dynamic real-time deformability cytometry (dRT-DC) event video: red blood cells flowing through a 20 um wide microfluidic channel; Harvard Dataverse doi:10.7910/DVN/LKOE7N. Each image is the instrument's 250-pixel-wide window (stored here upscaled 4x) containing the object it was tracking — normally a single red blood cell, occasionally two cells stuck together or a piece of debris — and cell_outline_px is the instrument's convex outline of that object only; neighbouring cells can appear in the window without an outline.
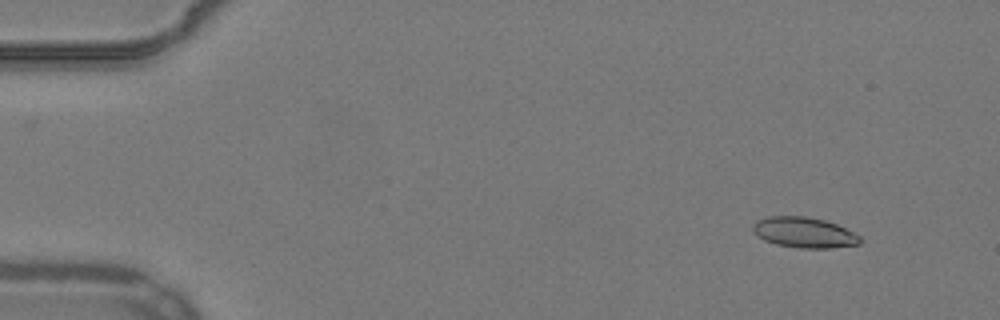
{"species": "common noctule bat (a hibernating species)", "species_latin": "Nyctalus noctula", "temperature_condition": "warm", "stored_images_in_passage": 54, "camera_frame_rate_fps": 3000, "um_per_image_px": 0.085, "animal": {"sex": "male", "body_mass_g": 19.2, "forearm_length_mm": 51.8}, "frame": {"image": 1, "passage_image": 5, "time_ms": 1.333, "image_size_px": [1000, 320], "cell_outline_px": [[864, 240], [860, 244], [828, 248], [796, 248], [776, 244], [764, 240], [752, 228], [752, 224], [756, 220], [768, 216], [804, 216], [824, 220], [836, 224], [860, 236]], "centroid_in_image_um": [68.36, 19.76], "position_along_channel_um": 16.6, "area_um2": 19.02}}
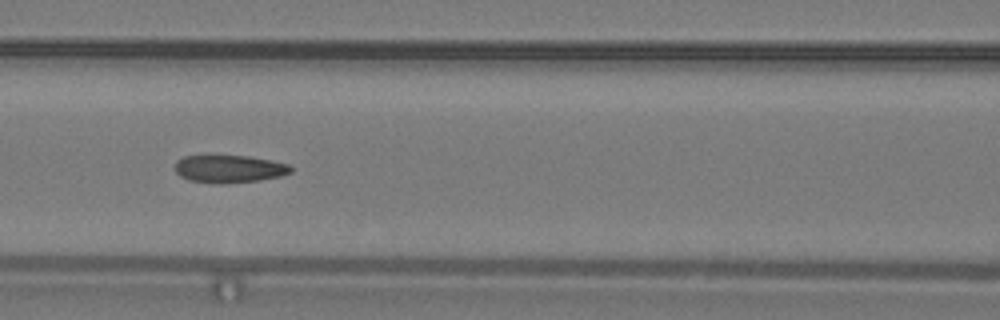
{"frame": {"image": 2, "passage_image": 24, "time_ms": 7.667, "image_size_px": [1000, 320], "cell_outline_px": [[292, 172], [280, 176], [260, 180], [224, 184], [220, 184], [188, 180], [180, 176], [176, 172], [176, 160], [184, 156], [248, 156], [272, 160], [288, 164], [292, 168]], "centroid_in_image_um": [19.49, 14.36], "position_along_channel_um": 147.1, "area_um2": 18.67}}
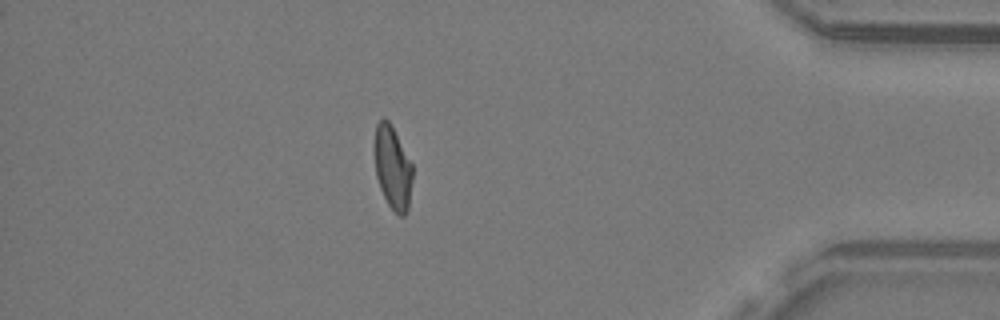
{"frame": {"image": 3, "passage_image": 47, "time_ms": 15.333, "image_size_px": [1000, 320], "cell_outline_px": [[412, 180], [408, 208], [404, 216], [400, 216], [388, 204], [380, 188], [376, 176], [372, 148], [372, 144], [376, 124], [384, 116], [388, 120], [412, 164]], "centroid_in_image_um": [33.32, 14.21], "position_along_channel_um": 401.9, "area_um2": 18.61}, "authors_computed_cell_mechanics": {"area_um2": 19.0451, "velocity_mm_per_s": 3.8503, "shape_relaxation_time_tau1_ms": 10.0275, "shape_relaxation_time_tau2_ms": 1.7456, "deformation_change_tau1": 0.2213, "deformation_change_tau2": 0.0925}}